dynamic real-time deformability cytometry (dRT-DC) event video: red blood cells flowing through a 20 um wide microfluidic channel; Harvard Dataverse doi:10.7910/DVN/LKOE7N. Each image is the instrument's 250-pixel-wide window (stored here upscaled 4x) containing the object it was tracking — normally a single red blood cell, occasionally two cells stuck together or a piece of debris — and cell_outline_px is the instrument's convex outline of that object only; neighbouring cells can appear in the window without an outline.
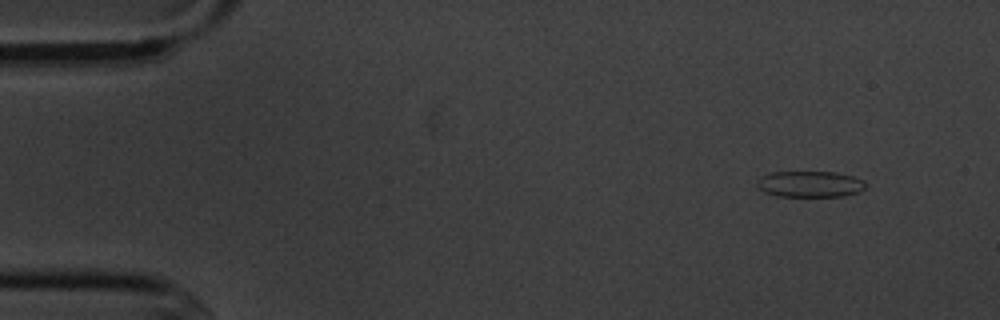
{"species": "common noctule bat (a hibernating species)", "species_latin": "Nyctalus noctula", "temperature_condition": "cold", "stored_images_in_passage": 5, "camera_frame_rate_fps": 3000, "um_per_image_px": 0.085, "animal": {"sex": "male", "body_mass_g": 20.1, "forearm_length_mm": 53.5}, "frame": {"image": 1, "passage_image": 1, "time_ms": 0.0, "image_size_px": [1000, 320], "cell_outline_px": [[864, 188], [860, 192], [844, 196], [776, 196], [764, 192], [756, 184], [764, 176], [772, 172], [836, 172], [852, 176], [864, 180]], "centroid_in_image_um": [68.88, 15.65], "position_along_channel_um": 16.1, "area_um2": 16.36}}